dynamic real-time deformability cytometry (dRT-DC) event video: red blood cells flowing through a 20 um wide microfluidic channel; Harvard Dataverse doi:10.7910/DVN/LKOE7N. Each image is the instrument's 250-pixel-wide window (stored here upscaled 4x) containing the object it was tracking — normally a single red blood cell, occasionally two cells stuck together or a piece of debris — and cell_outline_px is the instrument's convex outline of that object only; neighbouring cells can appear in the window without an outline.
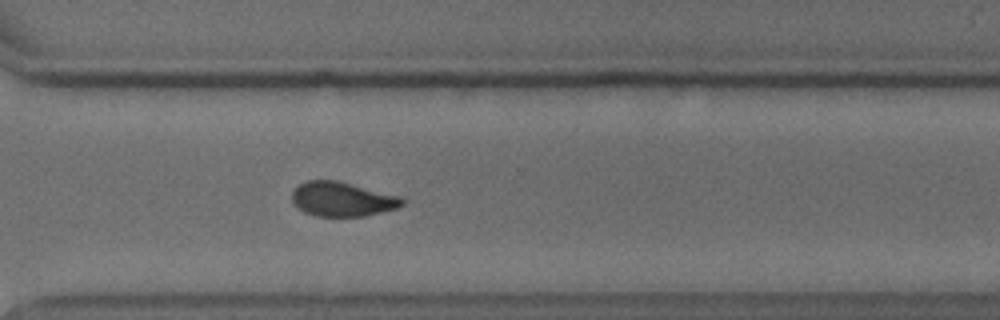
{"species": "common noctule bat (a hibernating species)", "species_latin": "Nyctalus noctula", "temperature_condition": "cold", "stored_images_in_passage": 39, "camera_frame_rate_fps": 3000, "um_per_image_px": 0.085, "animal": {"sex": "male", "body_mass_g": 18.8}, "frame": {"image": 1, "passage_image": 28, "time_ms": 9.0, "image_size_px": [1000, 320], "cell_outline_px": [[404, 204], [396, 208], [364, 216], [316, 216], [304, 212], [292, 200], [292, 192], [300, 184], [308, 180], [336, 180], [404, 196]], "centroid_in_image_um": [29.14, 16.92], "position_along_channel_um": 341.5, "area_um2": 22.08}, "authors_computed_cell_mechanics": {"area_um2": 23.1778, "velocity_mm_per_s": 3.7212, "shape_relaxation_time_tau1_ms": 8.3896, "shape_relaxation_time_tau2_ms": 2.3167, "deformation_change_tau1": 0.1503, "deformation_change_tau2": 0.077}}